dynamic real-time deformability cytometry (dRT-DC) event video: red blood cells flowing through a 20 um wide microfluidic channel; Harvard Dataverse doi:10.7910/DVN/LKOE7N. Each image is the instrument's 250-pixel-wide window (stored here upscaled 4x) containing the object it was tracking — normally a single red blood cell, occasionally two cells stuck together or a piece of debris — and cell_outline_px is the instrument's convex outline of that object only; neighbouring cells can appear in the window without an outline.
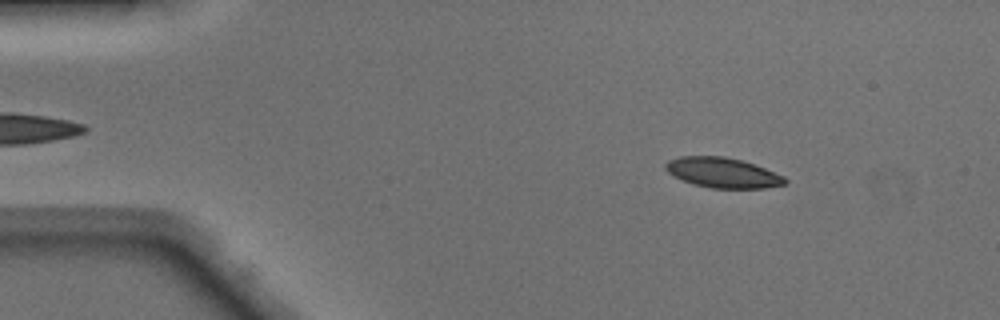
{"species": "Egyptian fruit bat (a non-hibernating species)", "species_latin": "Rousettus aegyptiacus", "temperature_condition": "warm", "stored_images_in_passage": 48, "camera_frame_rate_fps": 3000, "um_per_image_px": 0.085, "animal": {"sex": "male"}, "frame": {"image": 1, "passage_image": 6, "time_ms": 1.667, "image_size_px": [1000, 320], "cell_outline_px": [[788, 180], [784, 184], [764, 188], [712, 188], [696, 184], [684, 180], [668, 172], [664, 168], [664, 164], [668, 160], [680, 156], [724, 156], [740, 160], [764, 168], [784, 176]], "centroid_in_image_um": [61.42, 14.67], "position_along_channel_um": 23.6, "area_um2": 20.63}}
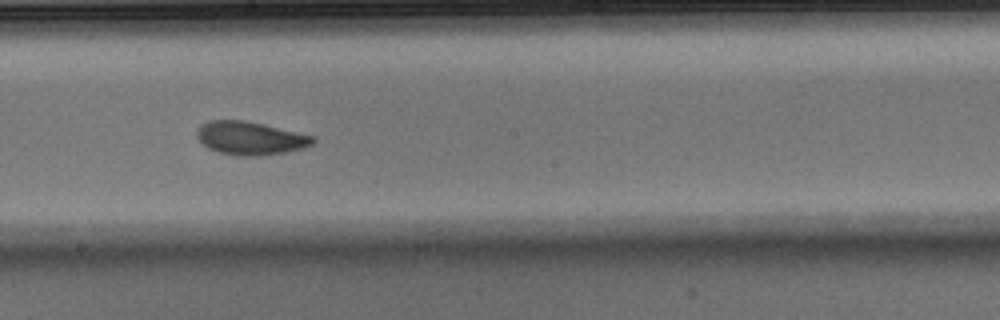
{"frame": {"image": 2, "passage_image": 26, "time_ms": 8.333, "image_size_px": [1000, 320], "cell_outline_px": [[316, 140], [312, 144], [300, 148], [284, 152], [260, 156], [236, 156], [220, 152], [208, 148], [196, 136], [196, 132], [208, 120], [244, 120], [316, 136]], "centroid_in_image_um": [21.28, 11.74], "position_along_channel_um": 226.9, "area_um2": 22.25}}
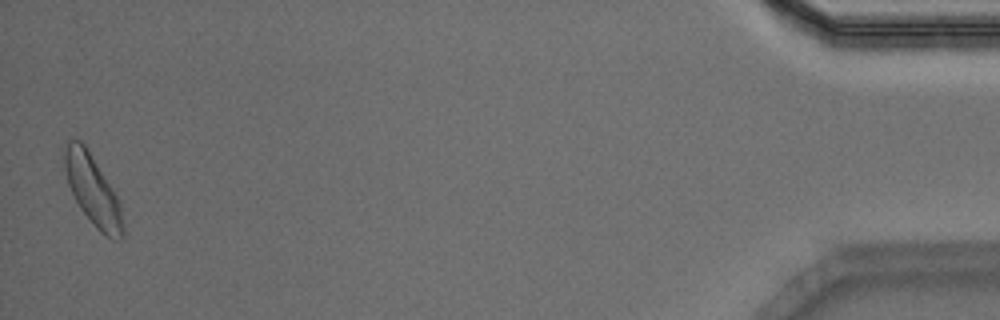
{"frame": {"image": 3, "passage_image": 47, "time_ms": 15.333, "image_size_px": [1000, 320], "cell_outline_px": [[124, 236], [120, 240], [112, 240], [104, 236], [96, 228], [80, 208], [68, 184], [64, 168], [60, 148], [68, 136], [80, 140], [84, 144], [120, 200], [124, 224]], "centroid_in_image_um": [7.85, 16.12], "position_along_channel_um": 427.4, "area_um2": 24.62}, "authors_computed_cell_mechanics": {"area_um2": 21.8484, "velocity_mm_per_s": 4.1493, "shape_relaxation_time_tau1_ms": 4.084, "shape_relaxation_time_tau2_ms": 3.7228, "deformation_change_tau1": 0.1277, "deformation_change_tau2": 0.0954}}